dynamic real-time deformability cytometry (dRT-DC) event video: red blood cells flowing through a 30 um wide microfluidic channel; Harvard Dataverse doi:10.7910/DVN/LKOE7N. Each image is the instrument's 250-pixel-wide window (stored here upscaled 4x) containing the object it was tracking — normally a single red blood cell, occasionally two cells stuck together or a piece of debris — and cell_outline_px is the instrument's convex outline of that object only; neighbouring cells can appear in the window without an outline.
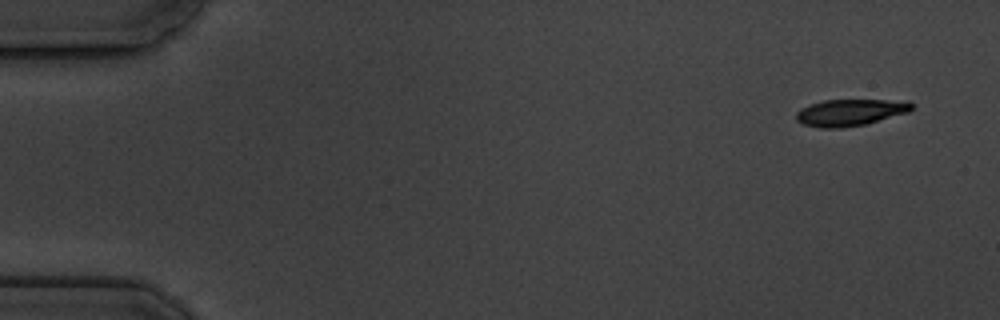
{"species": "common noctule bat (a hibernating species)", "species_latin": "Nyctalus noctula", "temperature_condition": "cold", "stored_images_in_passage": 5, "camera_frame_rate_fps": 3000, "um_per_image_px": 0.085, "animal": {"sex": "male", "body_mass_g": 19.5, "forearm_length_mm": 54.6}, "frame": {"image": 1, "passage_image": 1, "time_ms": 0.0, "image_size_px": [1000, 320], "cell_outline_px": [[912, 108], [908, 112], [864, 124], [840, 128], [820, 128], [804, 124], [796, 120], [796, 112], [800, 108], [824, 100], [908, 100], [912, 104]], "centroid_in_image_um": [72.25, 9.55], "position_along_channel_um": 12.8, "area_um2": 17.8}}
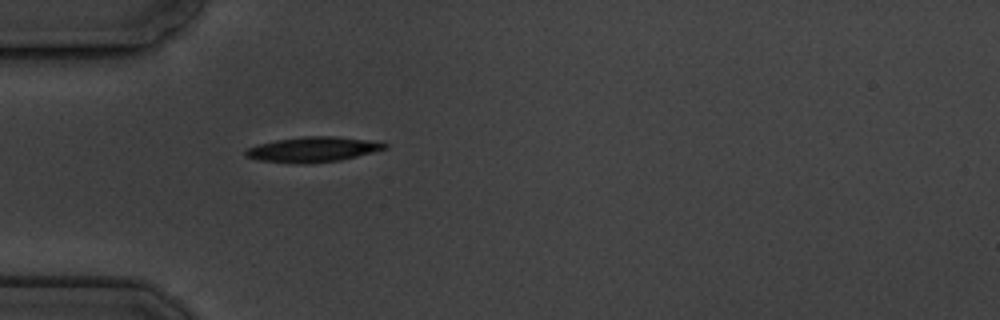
{"frame": {"image": 2, "passage_image": 5, "time_ms": 4.667, "image_size_px": [1000, 320], "cell_outline_px": [[388, 148], [340, 160], [308, 164], [296, 164], [256, 160], [244, 156], [244, 152], [248, 148], [260, 144], [276, 140], [304, 136], [336, 136], [384, 140], [388, 144]], "centroid_in_image_um": [26.67, 12.69], "position_along_channel_um": 58.3, "area_um2": 20.87}}